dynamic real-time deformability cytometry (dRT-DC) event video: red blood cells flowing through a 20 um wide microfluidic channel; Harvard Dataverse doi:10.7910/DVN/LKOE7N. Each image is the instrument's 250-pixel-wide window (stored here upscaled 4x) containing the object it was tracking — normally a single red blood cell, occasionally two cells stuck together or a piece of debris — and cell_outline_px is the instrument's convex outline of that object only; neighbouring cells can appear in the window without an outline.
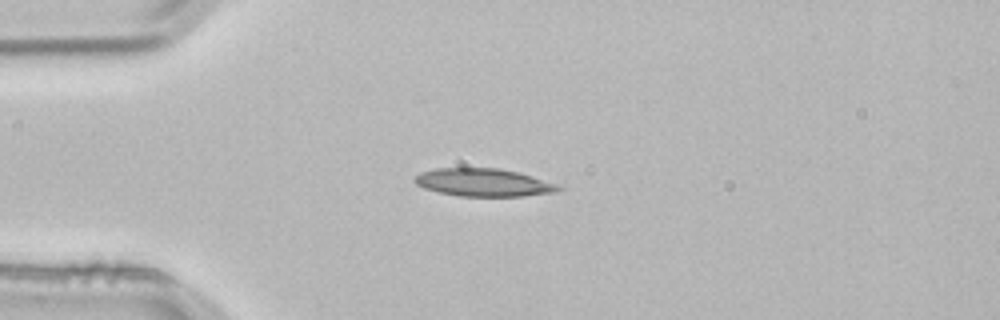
{"species": "common noctule bat (a hibernating species)", "species_latin": "Nyctalus noctula", "temperature_condition": "room temperature", "stored_images_in_passage": 3, "camera_frame_rate_fps": 3000, "um_per_image_px": 0.085, "animal": {"sex": "male", "body_mass_g": 21.5, "forearm_length_mm": 52.0}, "frame": {"image": 1, "passage_image": 2, "time_ms": 0.333, "image_size_px": [1000, 320], "cell_outline_px": [[564, 188], [556, 192], [520, 196], [460, 196], [436, 192], [424, 188], [416, 184], [412, 180], [420, 172], [436, 168], [500, 168], [532, 176], [556, 184]], "centroid_in_image_um": [41.06, 15.51], "position_along_channel_um": 43.9, "area_um2": 23.29}}